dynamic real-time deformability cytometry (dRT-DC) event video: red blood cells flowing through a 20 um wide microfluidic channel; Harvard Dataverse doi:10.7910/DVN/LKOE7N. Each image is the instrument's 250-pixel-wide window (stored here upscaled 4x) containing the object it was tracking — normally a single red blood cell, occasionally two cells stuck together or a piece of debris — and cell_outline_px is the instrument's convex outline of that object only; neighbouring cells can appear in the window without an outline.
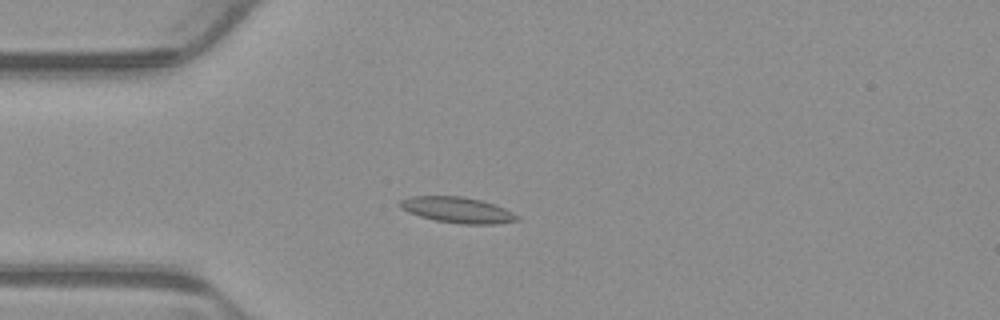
{"species": "common noctule bat (a hibernating species)", "species_latin": "Nyctalus noctula", "temperature_condition": "warm", "stored_images_in_passage": 4, "camera_frame_rate_fps": 3000, "um_per_image_px": 0.085, "animal": {"sex": "male", "body_mass_g": 23.1, "forearm_length_mm": 52.7}, "frame": {"image": 1, "passage_image": 4, "time_ms": 1.0, "image_size_px": [1000, 320], "cell_outline_px": [[520, 220], [496, 224], [460, 224], [436, 220], [420, 216], [408, 212], [400, 208], [396, 204], [400, 200], [412, 196], [460, 196], [480, 200], [504, 208], [520, 216]], "centroid_in_image_um": [38.86, 17.85], "position_along_channel_um": 46.1, "area_um2": 17.63}}